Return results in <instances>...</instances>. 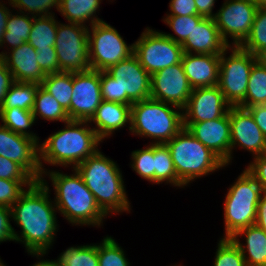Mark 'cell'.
I'll use <instances>...</instances> for the list:
<instances>
[{"mask_svg": "<svg viewBox=\"0 0 266 266\" xmlns=\"http://www.w3.org/2000/svg\"><path fill=\"white\" fill-rule=\"evenodd\" d=\"M237 178L228 187L223 202L225 234L221 238H232L239 230L255 225L263 190L246 168Z\"/></svg>", "mask_w": 266, "mask_h": 266, "instance_id": "7", "label": "cell"}, {"mask_svg": "<svg viewBox=\"0 0 266 266\" xmlns=\"http://www.w3.org/2000/svg\"><path fill=\"white\" fill-rule=\"evenodd\" d=\"M169 8L166 16L199 15L195 0H170Z\"/></svg>", "mask_w": 266, "mask_h": 266, "instance_id": "46", "label": "cell"}, {"mask_svg": "<svg viewBox=\"0 0 266 266\" xmlns=\"http://www.w3.org/2000/svg\"><path fill=\"white\" fill-rule=\"evenodd\" d=\"M58 22L55 40L59 70L76 73L90 67L88 48V26L68 22Z\"/></svg>", "mask_w": 266, "mask_h": 266, "instance_id": "11", "label": "cell"}, {"mask_svg": "<svg viewBox=\"0 0 266 266\" xmlns=\"http://www.w3.org/2000/svg\"><path fill=\"white\" fill-rule=\"evenodd\" d=\"M35 121L41 120L52 122H67L69 117L67 112L61 107L58 101L40 85L38 86L34 106L32 108Z\"/></svg>", "mask_w": 266, "mask_h": 266, "instance_id": "30", "label": "cell"}, {"mask_svg": "<svg viewBox=\"0 0 266 266\" xmlns=\"http://www.w3.org/2000/svg\"><path fill=\"white\" fill-rule=\"evenodd\" d=\"M39 143L0 124V156L19 164L35 181L42 177Z\"/></svg>", "mask_w": 266, "mask_h": 266, "instance_id": "15", "label": "cell"}, {"mask_svg": "<svg viewBox=\"0 0 266 266\" xmlns=\"http://www.w3.org/2000/svg\"><path fill=\"white\" fill-rule=\"evenodd\" d=\"M106 71L119 81L121 104L132 105L150 98L151 75L141 66L134 54Z\"/></svg>", "mask_w": 266, "mask_h": 266, "instance_id": "13", "label": "cell"}, {"mask_svg": "<svg viewBox=\"0 0 266 266\" xmlns=\"http://www.w3.org/2000/svg\"><path fill=\"white\" fill-rule=\"evenodd\" d=\"M132 162V164H131ZM130 165L141 178L154 184V144L131 152Z\"/></svg>", "mask_w": 266, "mask_h": 266, "instance_id": "39", "label": "cell"}, {"mask_svg": "<svg viewBox=\"0 0 266 266\" xmlns=\"http://www.w3.org/2000/svg\"><path fill=\"white\" fill-rule=\"evenodd\" d=\"M14 82L15 80L12 73L8 70L3 57L0 56V106L4 101L9 88Z\"/></svg>", "mask_w": 266, "mask_h": 266, "instance_id": "48", "label": "cell"}, {"mask_svg": "<svg viewBox=\"0 0 266 266\" xmlns=\"http://www.w3.org/2000/svg\"><path fill=\"white\" fill-rule=\"evenodd\" d=\"M184 128L216 154L226 166L231 164V130L229 112L223 117L211 121L184 123Z\"/></svg>", "mask_w": 266, "mask_h": 266, "instance_id": "19", "label": "cell"}, {"mask_svg": "<svg viewBox=\"0 0 266 266\" xmlns=\"http://www.w3.org/2000/svg\"><path fill=\"white\" fill-rule=\"evenodd\" d=\"M231 105L225 100L218 85L192 90L183 110L184 123H200L223 117Z\"/></svg>", "mask_w": 266, "mask_h": 266, "instance_id": "18", "label": "cell"}, {"mask_svg": "<svg viewBox=\"0 0 266 266\" xmlns=\"http://www.w3.org/2000/svg\"><path fill=\"white\" fill-rule=\"evenodd\" d=\"M183 53L221 55L229 46L223 41L214 18H203L181 44Z\"/></svg>", "mask_w": 266, "mask_h": 266, "instance_id": "22", "label": "cell"}, {"mask_svg": "<svg viewBox=\"0 0 266 266\" xmlns=\"http://www.w3.org/2000/svg\"><path fill=\"white\" fill-rule=\"evenodd\" d=\"M166 145L170 150L177 177L185 186L226 167L216 154L190 134L186 128H183Z\"/></svg>", "mask_w": 266, "mask_h": 266, "instance_id": "6", "label": "cell"}, {"mask_svg": "<svg viewBox=\"0 0 266 266\" xmlns=\"http://www.w3.org/2000/svg\"><path fill=\"white\" fill-rule=\"evenodd\" d=\"M102 101L100 71L73 73V94L66 111L70 120L89 121Z\"/></svg>", "mask_w": 266, "mask_h": 266, "instance_id": "14", "label": "cell"}, {"mask_svg": "<svg viewBox=\"0 0 266 266\" xmlns=\"http://www.w3.org/2000/svg\"><path fill=\"white\" fill-rule=\"evenodd\" d=\"M0 178L14 181H35L19 164L0 156Z\"/></svg>", "mask_w": 266, "mask_h": 266, "instance_id": "42", "label": "cell"}, {"mask_svg": "<svg viewBox=\"0 0 266 266\" xmlns=\"http://www.w3.org/2000/svg\"><path fill=\"white\" fill-rule=\"evenodd\" d=\"M181 63L193 89L218 85L220 55L183 53Z\"/></svg>", "mask_w": 266, "mask_h": 266, "instance_id": "21", "label": "cell"}, {"mask_svg": "<svg viewBox=\"0 0 266 266\" xmlns=\"http://www.w3.org/2000/svg\"><path fill=\"white\" fill-rule=\"evenodd\" d=\"M0 266H6V265L4 264V262L1 260V258H0Z\"/></svg>", "mask_w": 266, "mask_h": 266, "instance_id": "56", "label": "cell"}, {"mask_svg": "<svg viewBox=\"0 0 266 266\" xmlns=\"http://www.w3.org/2000/svg\"><path fill=\"white\" fill-rule=\"evenodd\" d=\"M192 90L181 62L151 75L150 98L155 100L183 109Z\"/></svg>", "mask_w": 266, "mask_h": 266, "instance_id": "16", "label": "cell"}, {"mask_svg": "<svg viewBox=\"0 0 266 266\" xmlns=\"http://www.w3.org/2000/svg\"><path fill=\"white\" fill-rule=\"evenodd\" d=\"M14 11L32 16H46L55 14L53 8L59 9L60 0H7ZM16 8V10H15ZM52 9V10H51Z\"/></svg>", "mask_w": 266, "mask_h": 266, "instance_id": "40", "label": "cell"}, {"mask_svg": "<svg viewBox=\"0 0 266 266\" xmlns=\"http://www.w3.org/2000/svg\"><path fill=\"white\" fill-rule=\"evenodd\" d=\"M258 7H266V0H252Z\"/></svg>", "mask_w": 266, "mask_h": 266, "instance_id": "55", "label": "cell"}, {"mask_svg": "<svg viewBox=\"0 0 266 266\" xmlns=\"http://www.w3.org/2000/svg\"><path fill=\"white\" fill-rule=\"evenodd\" d=\"M60 171V172H59ZM73 174H65L61 170L46 169L41 178L50 179L54 190L52 199L64 219L72 226H103L107 215L97 205L93 193L87 188L81 175L75 168Z\"/></svg>", "mask_w": 266, "mask_h": 266, "instance_id": "3", "label": "cell"}, {"mask_svg": "<svg viewBox=\"0 0 266 266\" xmlns=\"http://www.w3.org/2000/svg\"><path fill=\"white\" fill-rule=\"evenodd\" d=\"M102 153L98 150L75 169L93 193L97 205L108 217L112 214L130 213L132 208L122 171L117 162Z\"/></svg>", "mask_w": 266, "mask_h": 266, "instance_id": "4", "label": "cell"}, {"mask_svg": "<svg viewBox=\"0 0 266 266\" xmlns=\"http://www.w3.org/2000/svg\"><path fill=\"white\" fill-rule=\"evenodd\" d=\"M246 170L254 177L263 191H266V154L253 157Z\"/></svg>", "mask_w": 266, "mask_h": 266, "instance_id": "45", "label": "cell"}, {"mask_svg": "<svg viewBox=\"0 0 266 266\" xmlns=\"http://www.w3.org/2000/svg\"><path fill=\"white\" fill-rule=\"evenodd\" d=\"M266 104V67L256 62L250 72L246 96L240 105L248 108L255 105Z\"/></svg>", "mask_w": 266, "mask_h": 266, "instance_id": "33", "label": "cell"}, {"mask_svg": "<svg viewBox=\"0 0 266 266\" xmlns=\"http://www.w3.org/2000/svg\"><path fill=\"white\" fill-rule=\"evenodd\" d=\"M101 142L103 143L88 121L64 122L63 129L57 130L43 143H39L42 173L46 171L44 163L49 166L75 168L94 155Z\"/></svg>", "mask_w": 266, "mask_h": 266, "instance_id": "2", "label": "cell"}, {"mask_svg": "<svg viewBox=\"0 0 266 266\" xmlns=\"http://www.w3.org/2000/svg\"><path fill=\"white\" fill-rule=\"evenodd\" d=\"M256 60L260 65L266 67V47L256 54Z\"/></svg>", "mask_w": 266, "mask_h": 266, "instance_id": "54", "label": "cell"}, {"mask_svg": "<svg viewBox=\"0 0 266 266\" xmlns=\"http://www.w3.org/2000/svg\"><path fill=\"white\" fill-rule=\"evenodd\" d=\"M231 130V163L236 147L252 154V157L266 154V137L257 126L251 113L240 106L229 109Z\"/></svg>", "mask_w": 266, "mask_h": 266, "instance_id": "17", "label": "cell"}, {"mask_svg": "<svg viewBox=\"0 0 266 266\" xmlns=\"http://www.w3.org/2000/svg\"><path fill=\"white\" fill-rule=\"evenodd\" d=\"M163 22L172 29L175 36L170 33L163 32L168 38H171L176 43L182 44L187 37L193 31L194 25L204 18L200 15H189V16H164Z\"/></svg>", "mask_w": 266, "mask_h": 266, "instance_id": "38", "label": "cell"}, {"mask_svg": "<svg viewBox=\"0 0 266 266\" xmlns=\"http://www.w3.org/2000/svg\"><path fill=\"white\" fill-rule=\"evenodd\" d=\"M255 225L266 232V191H263L257 204Z\"/></svg>", "mask_w": 266, "mask_h": 266, "instance_id": "50", "label": "cell"}, {"mask_svg": "<svg viewBox=\"0 0 266 266\" xmlns=\"http://www.w3.org/2000/svg\"><path fill=\"white\" fill-rule=\"evenodd\" d=\"M36 59L41 70L47 75L61 72L55 48L35 49Z\"/></svg>", "mask_w": 266, "mask_h": 266, "instance_id": "44", "label": "cell"}, {"mask_svg": "<svg viewBox=\"0 0 266 266\" xmlns=\"http://www.w3.org/2000/svg\"><path fill=\"white\" fill-rule=\"evenodd\" d=\"M101 96L104 101L120 103L119 81L107 71H100Z\"/></svg>", "mask_w": 266, "mask_h": 266, "instance_id": "43", "label": "cell"}, {"mask_svg": "<svg viewBox=\"0 0 266 266\" xmlns=\"http://www.w3.org/2000/svg\"><path fill=\"white\" fill-rule=\"evenodd\" d=\"M34 182L0 178V205L11 207Z\"/></svg>", "mask_w": 266, "mask_h": 266, "instance_id": "41", "label": "cell"}, {"mask_svg": "<svg viewBox=\"0 0 266 266\" xmlns=\"http://www.w3.org/2000/svg\"><path fill=\"white\" fill-rule=\"evenodd\" d=\"M88 48L91 69L106 71L133 54V43L128 45L116 28L105 21L88 27Z\"/></svg>", "mask_w": 266, "mask_h": 266, "instance_id": "9", "label": "cell"}, {"mask_svg": "<svg viewBox=\"0 0 266 266\" xmlns=\"http://www.w3.org/2000/svg\"><path fill=\"white\" fill-rule=\"evenodd\" d=\"M257 9L252 0H224L214 19L223 41L229 47L240 46L245 41Z\"/></svg>", "mask_w": 266, "mask_h": 266, "instance_id": "12", "label": "cell"}, {"mask_svg": "<svg viewBox=\"0 0 266 266\" xmlns=\"http://www.w3.org/2000/svg\"><path fill=\"white\" fill-rule=\"evenodd\" d=\"M98 266H130L125 251L113 237L107 235L97 243Z\"/></svg>", "mask_w": 266, "mask_h": 266, "instance_id": "35", "label": "cell"}, {"mask_svg": "<svg viewBox=\"0 0 266 266\" xmlns=\"http://www.w3.org/2000/svg\"><path fill=\"white\" fill-rule=\"evenodd\" d=\"M55 17V14L33 16L28 43L34 49L54 48L58 26V21Z\"/></svg>", "mask_w": 266, "mask_h": 266, "instance_id": "27", "label": "cell"}, {"mask_svg": "<svg viewBox=\"0 0 266 266\" xmlns=\"http://www.w3.org/2000/svg\"><path fill=\"white\" fill-rule=\"evenodd\" d=\"M184 128L183 110L148 98L131 105L132 135L150 138V144H166Z\"/></svg>", "mask_w": 266, "mask_h": 266, "instance_id": "5", "label": "cell"}, {"mask_svg": "<svg viewBox=\"0 0 266 266\" xmlns=\"http://www.w3.org/2000/svg\"><path fill=\"white\" fill-rule=\"evenodd\" d=\"M239 47L253 55L266 47V7H258L251 31Z\"/></svg>", "mask_w": 266, "mask_h": 266, "instance_id": "36", "label": "cell"}, {"mask_svg": "<svg viewBox=\"0 0 266 266\" xmlns=\"http://www.w3.org/2000/svg\"><path fill=\"white\" fill-rule=\"evenodd\" d=\"M88 122L91 126L94 123L92 128L102 141L110 138L115 131H119L127 124L130 132L131 105L103 100Z\"/></svg>", "mask_w": 266, "mask_h": 266, "instance_id": "23", "label": "cell"}, {"mask_svg": "<svg viewBox=\"0 0 266 266\" xmlns=\"http://www.w3.org/2000/svg\"><path fill=\"white\" fill-rule=\"evenodd\" d=\"M36 55V50L28 42L9 51L5 49L0 52L15 81L40 85L46 74L39 67Z\"/></svg>", "mask_w": 266, "mask_h": 266, "instance_id": "20", "label": "cell"}, {"mask_svg": "<svg viewBox=\"0 0 266 266\" xmlns=\"http://www.w3.org/2000/svg\"><path fill=\"white\" fill-rule=\"evenodd\" d=\"M133 54L141 66L150 74L181 62L183 49L181 44L168 38L160 30L146 27L133 43Z\"/></svg>", "mask_w": 266, "mask_h": 266, "instance_id": "10", "label": "cell"}, {"mask_svg": "<svg viewBox=\"0 0 266 266\" xmlns=\"http://www.w3.org/2000/svg\"><path fill=\"white\" fill-rule=\"evenodd\" d=\"M40 86L50 93L65 111L70 108L73 94V73L61 71L47 74Z\"/></svg>", "mask_w": 266, "mask_h": 266, "instance_id": "29", "label": "cell"}, {"mask_svg": "<svg viewBox=\"0 0 266 266\" xmlns=\"http://www.w3.org/2000/svg\"><path fill=\"white\" fill-rule=\"evenodd\" d=\"M39 84L15 81L9 88L0 109L20 108L31 110Z\"/></svg>", "mask_w": 266, "mask_h": 266, "instance_id": "32", "label": "cell"}, {"mask_svg": "<svg viewBox=\"0 0 266 266\" xmlns=\"http://www.w3.org/2000/svg\"><path fill=\"white\" fill-rule=\"evenodd\" d=\"M4 2L6 1L0 0V46L4 33L6 31L7 20L11 12V8L9 9V7H7V4Z\"/></svg>", "mask_w": 266, "mask_h": 266, "instance_id": "52", "label": "cell"}, {"mask_svg": "<svg viewBox=\"0 0 266 266\" xmlns=\"http://www.w3.org/2000/svg\"><path fill=\"white\" fill-rule=\"evenodd\" d=\"M58 260L61 266H98L97 243L68 247Z\"/></svg>", "mask_w": 266, "mask_h": 266, "instance_id": "34", "label": "cell"}, {"mask_svg": "<svg viewBox=\"0 0 266 266\" xmlns=\"http://www.w3.org/2000/svg\"><path fill=\"white\" fill-rule=\"evenodd\" d=\"M170 184L184 188L185 185L177 177L171 153L166 144H154V184Z\"/></svg>", "mask_w": 266, "mask_h": 266, "instance_id": "28", "label": "cell"}, {"mask_svg": "<svg viewBox=\"0 0 266 266\" xmlns=\"http://www.w3.org/2000/svg\"><path fill=\"white\" fill-rule=\"evenodd\" d=\"M16 13L12 10L10 12L0 49L7 47L6 49L9 51V49L17 48L23 43L28 42L33 16L18 11Z\"/></svg>", "mask_w": 266, "mask_h": 266, "instance_id": "26", "label": "cell"}, {"mask_svg": "<svg viewBox=\"0 0 266 266\" xmlns=\"http://www.w3.org/2000/svg\"><path fill=\"white\" fill-rule=\"evenodd\" d=\"M241 237L246 238L245 244L240 241ZM231 239L242 251L247 266H266V232L261 228L248 226L239 230Z\"/></svg>", "mask_w": 266, "mask_h": 266, "instance_id": "24", "label": "cell"}, {"mask_svg": "<svg viewBox=\"0 0 266 266\" xmlns=\"http://www.w3.org/2000/svg\"><path fill=\"white\" fill-rule=\"evenodd\" d=\"M0 120L3 127L19 134L29 136L40 141L36 133L28 130L35 123V118L31 110H24L20 108L0 109ZM28 130V131H27Z\"/></svg>", "mask_w": 266, "mask_h": 266, "instance_id": "31", "label": "cell"}, {"mask_svg": "<svg viewBox=\"0 0 266 266\" xmlns=\"http://www.w3.org/2000/svg\"><path fill=\"white\" fill-rule=\"evenodd\" d=\"M217 0H195L198 14L204 18H214V5Z\"/></svg>", "mask_w": 266, "mask_h": 266, "instance_id": "51", "label": "cell"}, {"mask_svg": "<svg viewBox=\"0 0 266 266\" xmlns=\"http://www.w3.org/2000/svg\"><path fill=\"white\" fill-rule=\"evenodd\" d=\"M101 1L103 0H60L57 12H59L67 22L84 26H87L86 23H88V26H92L95 23L104 21L102 18L100 19L98 17Z\"/></svg>", "mask_w": 266, "mask_h": 266, "instance_id": "25", "label": "cell"}, {"mask_svg": "<svg viewBox=\"0 0 266 266\" xmlns=\"http://www.w3.org/2000/svg\"><path fill=\"white\" fill-rule=\"evenodd\" d=\"M48 181H35L11 208V220L21 228L13 227L14 242L21 243L26 252H48L52 249L59 230L57 208L51 200Z\"/></svg>", "mask_w": 266, "mask_h": 266, "instance_id": "1", "label": "cell"}, {"mask_svg": "<svg viewBox=\"0 0 266 266\" xmlns=\"http://www.w3.org/2000/svg\"><path fill=\"white\" fill-rule=\"evenodd\" d=\"M213 266H247L242 251L231 238H220Z\"/></svg>", "mask_w": 266, "mask_h": 266, "instance_id": "37", "label": "cell"}, {"mask_svg": "<svg viewBox=\"0 0 266 266\" xmlns=\"http://www.w3.org/2000/svg\"><path fill=\"white\" fill-rule=\"evenodd\" d=\"M246 109L251 113L257 126L261 129L262 133L266 137V104L255 105Z\"/></svg>", "mask_w": 266, "mask_h": 266, "instance_id": "49", "label": "cell"}, {"mask_svg": "<svg viewBox=\"0 0 266 266\" xmlns=\"http://www.w3.org/2000/svg\"><path fill=\"white\" fill-rule=\"evenodd\" d=\"M11 208L0 205V244L14 241L13 226L11 225Z\"/></svg>", "mask_w": 266, "mask_h": 266, "instance_id": "47", "label": "cell"}, {"mask_svg": "<svg viewBox=\"0 0 266 266\" xmlns=\"http://www.w3.org/2000/svg\"><path fill=\"white\" fill-rule=\"evenodd\" d=\"M256 62V55L239 46H230L220 55L218 87L231 106L244 102L249 75Z\"/></svg>", "mask_w": 266, "mask_h": 266, "instance_id": "8", "label": "cell"}, {"mask_svg": "<svg viewBox=\"0 0 266 266\" xmlns=\"http://www.w3.org/2000/svg\"><path fill=\"white\" fill-rule=\"evenodd\" d=\"M48 253L49 252H28V254L32 257L36 256V258H38V261H36L32 266H61L58 258L56 260L43 259V257Z\"/></svg>", "mask_w": 266, "mask_h": 266, "instance_id": "53", "label": "cell"}]
</instances>
